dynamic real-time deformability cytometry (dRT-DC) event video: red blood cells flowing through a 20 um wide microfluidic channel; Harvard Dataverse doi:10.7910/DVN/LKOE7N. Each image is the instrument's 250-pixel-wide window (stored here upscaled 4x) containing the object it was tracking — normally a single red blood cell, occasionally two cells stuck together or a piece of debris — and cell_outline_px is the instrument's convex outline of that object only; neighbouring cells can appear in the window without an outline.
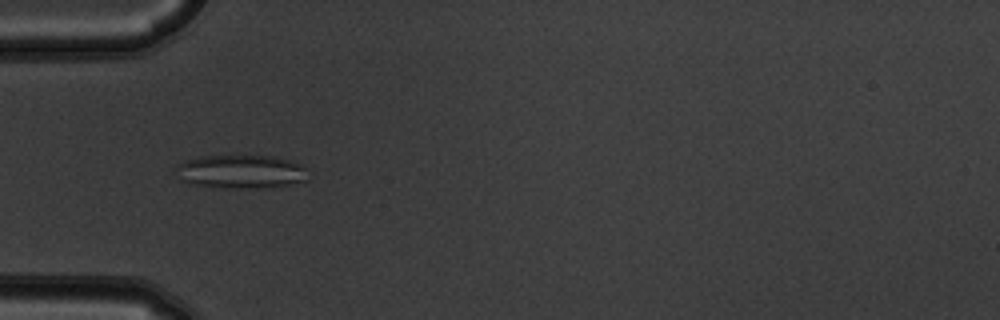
{"species": "common noctule bat (a hibernating species)", "species_latin": "Nyctalus noctula", "temperature_condition": "warm", "stored_images_in_passage": 11, "camera_frame_rate_fps": 3000, "um_per_image_px": 0.085, "animal": {"sex": "male", "body_mass_g": 19.5, "forearm_length_mm": 54.6}, "frame": {"image": 1, "passage_image": 5, "time_ms": 1.333, "image_size_px": [1000, 320], "cell_outline_px": [[308, 180], [292, 184], [264, 188], [224, 188], [188, 184], [180, 180], [172, 172], [172, 168], [176, 164], [184, 160], [204, 156], [276, 156], [292, 160], [300, 164], [304, 168]], "centroid_in_image_um": [20.39, 14.6], "position_along_channel_um": 64.6, "area_um2": 26.47}}
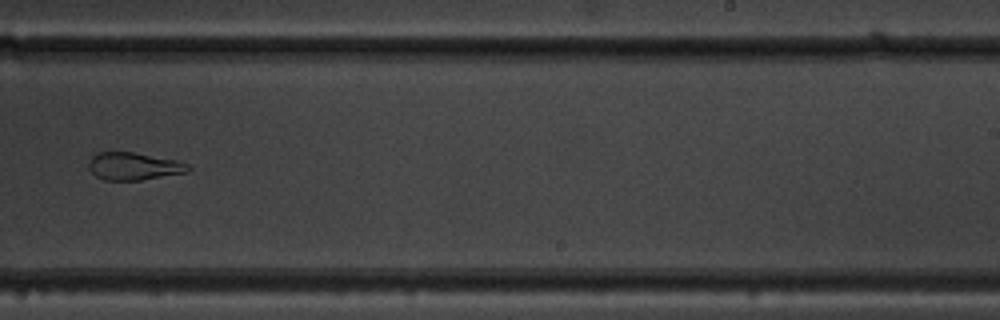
{"frame": {"image": 2, "passage_image": 10, "time_ms": 3.0, "image_size_px": [1000, 320], "cell_outline_px": [[192, 168], [188, 172], [140, 180], [104, 180], [96, 176], [88, 168], [88, 164], [92, 156], [100, 152], [132, 152], [176, 160], [188, 164]], "centroid_in_image_um": [11.37, 14.13], "position_along_channel_um": 277.6, "area_um2": 15.9}}
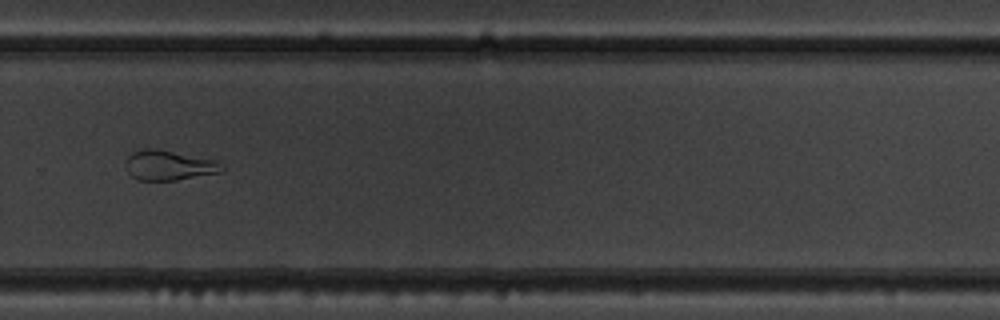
{"frame": {"image": 3, "passage_image": 11, "time_ms": 3.333, "image_size_px": [1000, 320], "cell_outline_px": [[224, 172], [176, 180], [136, 180], [128, 172], [124, 164], [124, 160], [132, 152], [140, 148], [156, 148], [216, 160], [224, 168]], "centroid_in_image_um": [14.32, 14.04], "position_along_channel_um": 315.5, "area_um2": 17.05}}